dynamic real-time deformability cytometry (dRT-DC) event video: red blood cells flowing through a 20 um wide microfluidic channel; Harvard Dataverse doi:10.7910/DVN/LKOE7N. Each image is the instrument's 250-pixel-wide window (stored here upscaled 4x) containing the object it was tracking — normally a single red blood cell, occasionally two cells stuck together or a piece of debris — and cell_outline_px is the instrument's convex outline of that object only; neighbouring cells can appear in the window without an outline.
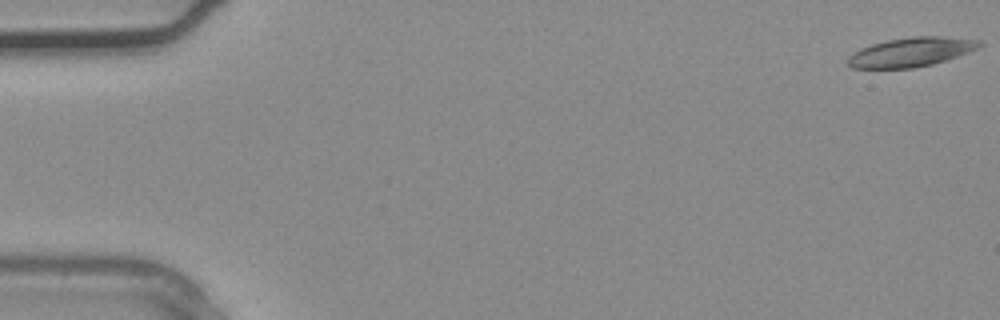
{"species": "common noctule bat (a hibernating species)", "species_latin": "Nyctalus noctula", "temperature_condition": "warm", "stored_images_in_passage": 37, "camera_frame_rate_fps": 3000, "um_per_image_px": 0.085, "animal": {"sex": "male", "body_mass_g": 20.4}, "frame": {"image": 1, "passage_image": 1, "time_ms": 0.0, "image_size_px": [1000, 320], "cell_outline_px": [[984, 44], [968, 52], [932, 64], [912, 68], [852, 68], [848, 64], [848, 56], [852, 52], [860, 48], [872, 44], [888, 40], [912, 36], [940, 36], [980, 40]], "centroid_in_image_um": [77.41, 4.42], "position_along_channel_um": 7.6, "area_um2": 22.2}}
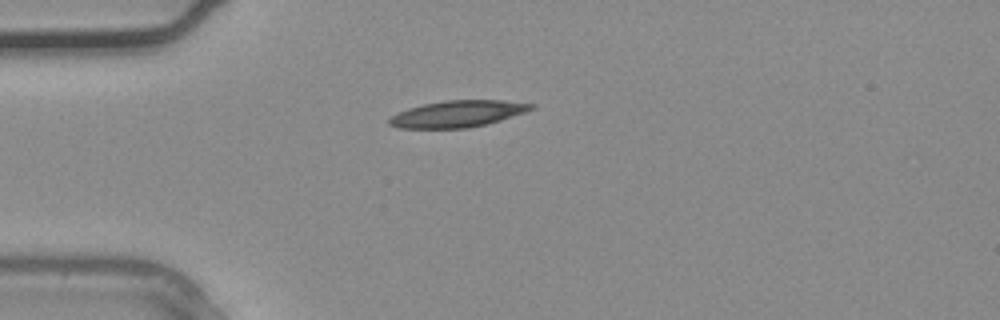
{"frame": {"image": 2, "passage_image": 10, "time_ms": 3.0, "image_size_px": [1000, 320], "cell_outline_px": [[536, 108], [488, 124], [468, 128], [396, 128], [388, 124], [388, 120], [392, 116], [408, 108], [424, 104], [444, 100], [500, 100], [536, 104]], "centroid_in_image_um": [38.91, 9.68], "position_along_channel_um": 46.1, "area_um2": 21.96}}
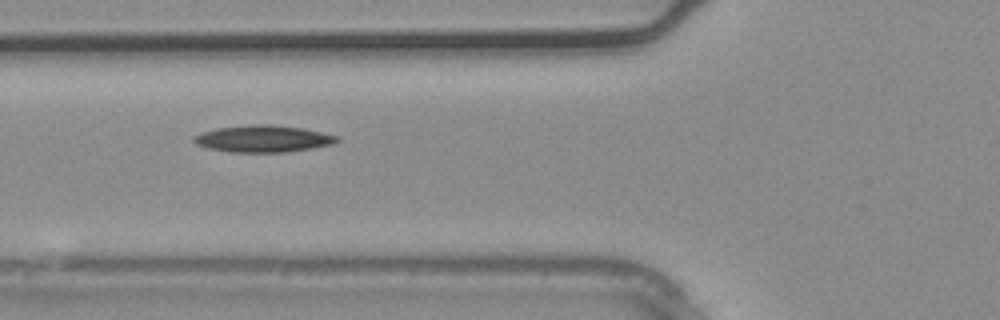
{"frame": {"image": 3, "passage_image": 14, "time_ms": 4.333, "image_size_px": [1000, 320], "cell_outline_px": [[340, 140], [332, 144], [312, 148], [284, 152], [228, 152], [208, 148], [196, 144], [192, 140], [192, 136], [200, 132], [220, 128], [252, 124], [268, 124], [300, 128], [340, 136]], "centroid_in_image_um": [22.33, 11.79], "position_along_channel_um": 103.5, "area_um2": 22.31}}